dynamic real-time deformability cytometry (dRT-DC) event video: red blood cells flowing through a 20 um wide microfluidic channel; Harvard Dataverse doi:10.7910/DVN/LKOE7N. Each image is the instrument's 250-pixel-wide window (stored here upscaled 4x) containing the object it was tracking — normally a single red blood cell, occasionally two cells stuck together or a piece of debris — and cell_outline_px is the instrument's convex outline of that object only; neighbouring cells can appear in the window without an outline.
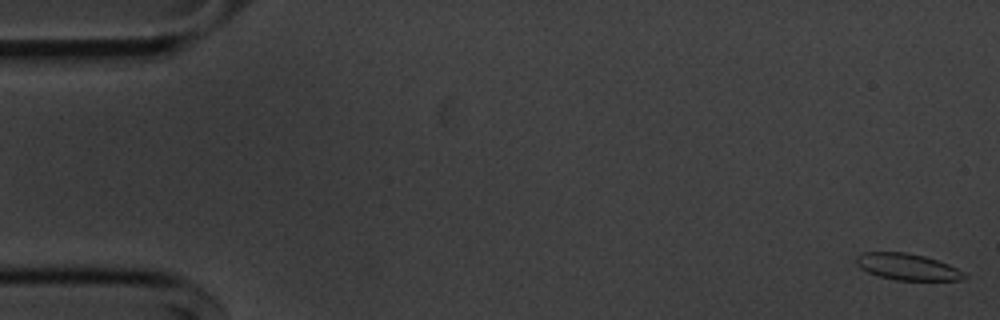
{"species": "common noctule bat (a hibernating species)", "species_latin": "Nyctalus noctula", "temperature_condition": "cold", "stored_images_in_passage": 55, "camera_frame_rate_fps": 3000, "um_per_image_px": 0.085, "animal": {"sex": "male", "body_mass_g": 20.1, "forearm_length_mm": 53.5}, "frame": {"image": 1, "passage_image": 1, "time_ms": 0.0, "image_size_px": [1000, 320], "cell_outline_px": [[968, 276], [964, 280], [896, 280], [880, 276], [868, 272], [860, 268], [856, 264], [856, 256], [860, 252], [908, 252], [924, 256], [948, 264], [964, 272]], "centroid_in_image_um": [77.12, 22.67], "position_along_channel_um": 7.9, "area_um2": 16.7}}
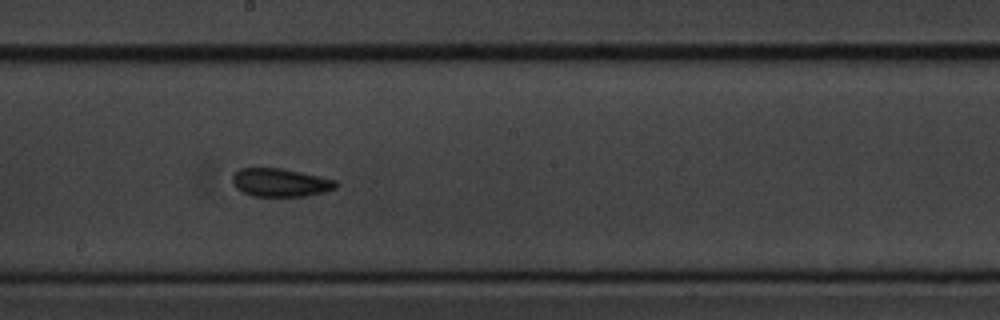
{"frame": {"image": 2, "passage_image": 30, "time_ms": 9.667, "image_size_px": [1000, 320], "cell_outline_px": [[340, 184], [336, 188], [324, 192], [308, 196], [252, 196], [236, 188], [232, 184], [232, 176], [240, 168], [280, 168], [300, 172], [336, 180]], "centroid_in_image_um": [23.84, 15.52], "position_along_channel_um": 224.4, "area_um2": 17.05}}
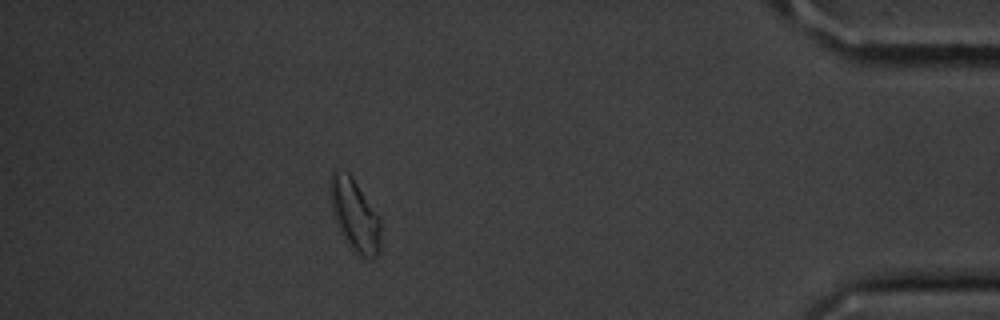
{"frame": {"image": 3, "passage_image": 49, "time_ms": 16.0, "image_size_px": [1000, 320], "cell_outline_px": [[380, 252], [376, 256], [360, 256], [352, 252], [344, 240], [340, 232], [332, 208], [332, 172], [336, 168], [348, 172], [352, 176], [380, 216]], "centroid_in_image_um": [30.19, 18.31], "position_along_channel_um": 405.0, "area_um2": 21.04}, "authors_computed_cell_mechanics": {"area_um2": 17.1666, "velocity_mm_per_s": 3.6163, "shape_relaxation_time_tau1_ms": 4.3127, "shape_relaxation_time_tau2_ms": 5.9091, "deformation_change_tau1": 0.0841, "deformation_change_tau2": 0.0877}}